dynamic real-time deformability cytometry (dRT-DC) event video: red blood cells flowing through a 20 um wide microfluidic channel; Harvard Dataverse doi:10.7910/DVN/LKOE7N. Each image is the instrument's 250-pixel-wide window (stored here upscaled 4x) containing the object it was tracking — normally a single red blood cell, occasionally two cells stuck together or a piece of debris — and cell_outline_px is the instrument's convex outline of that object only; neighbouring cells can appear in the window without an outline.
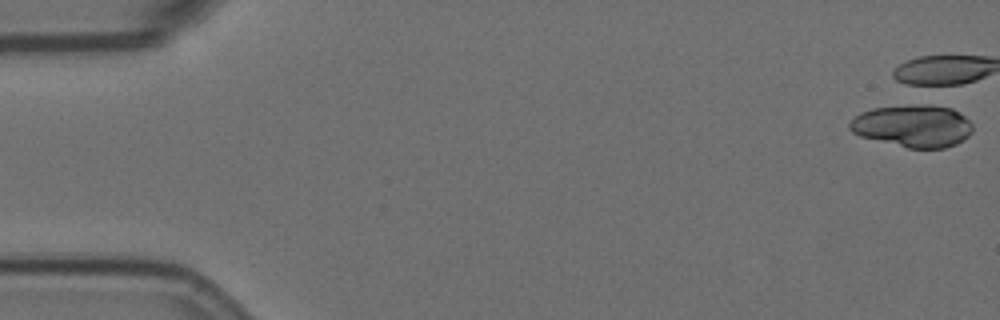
{"species": "Egyptian fruit bat (a non-hibernating species)", "species_latin": "Rousettus aegyptiacus", "temperature_condition": "room temperature", "stored_images_in_passage": 1, "camera_frame_rate_fps": 3000, "um_per_image_px": 0.085, "animal": {"sex": "female"}, "frame": {"image": 1, "passage_image": 1, "time_ms": 0.0, "image_size_px": [1000, 320], "cell_outline_px": [[972, 132], [968, 136], [956, 144], [944, 148], [908, 148], [860, 136], [852, 132], [848, 128], [848, 124], [860, 112], [872, 108], [928, 104], [952, 108], [964, 116], [972, 124]], "centroid_in_image_um": [77.59, 10.71], "position_along_channel_um": 7.4, "area_um2": 30.23}}